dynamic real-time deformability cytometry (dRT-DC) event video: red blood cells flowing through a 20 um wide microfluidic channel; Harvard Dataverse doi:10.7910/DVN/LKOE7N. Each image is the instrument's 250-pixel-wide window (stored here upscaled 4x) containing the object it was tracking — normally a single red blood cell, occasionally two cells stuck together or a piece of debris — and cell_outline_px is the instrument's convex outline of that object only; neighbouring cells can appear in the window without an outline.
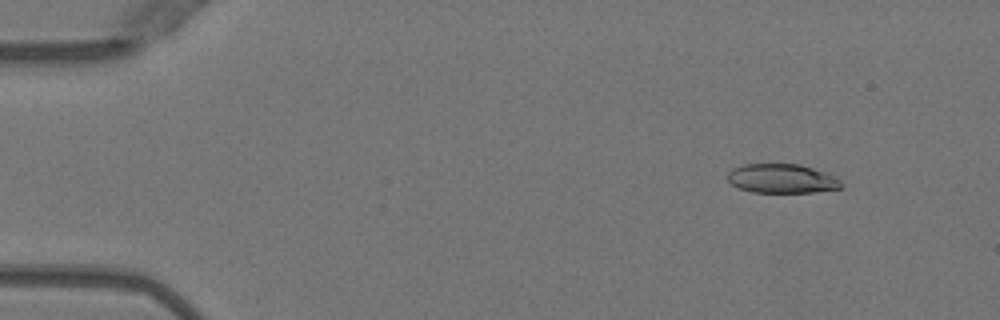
{"species": "Egyptian fruit bat (a non-hibernating species)", "species_latin": "Rousettus aegyptiacus", "temperature_condition": "warm", "stored_images_in_passage": 52, "camera_frame_rate_fps": 3000, "um_per_image_px": 0.085, "animal": {"sex": "female"}, "frame": {"image": 1, "passage_image": 6, "time_ms": 1.667, "image_size_px": [1000, 320], "cell_outline_px": [[840, 188], [816, 192], [752, 192], [740, 188], [732, 184], [728, 180], [728, 172], [732, 168], [744, 164], [800, 164], [836, 176], [840, 180]], "centroid_in_image_um": [66.45, 15.17], "position_along_channel_um": 18.6, "area_um2": 19.19}}
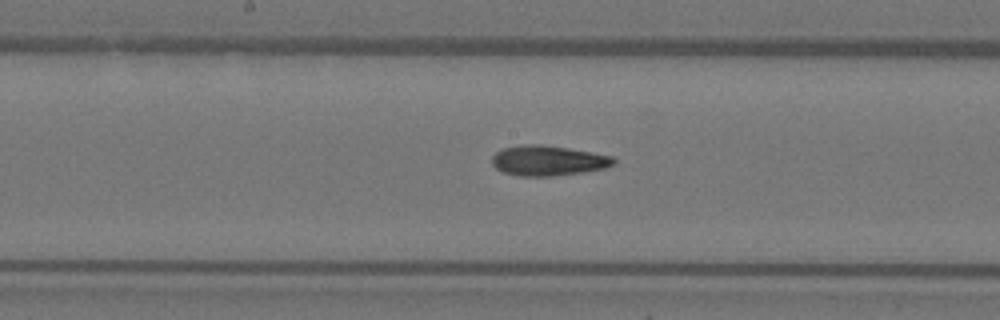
{"frame": {"image": 2, "passage_image": 27, "time_ms": 8.667, "image_size_px": [1000, 320], "cell_outline_px": [[616, 164], [604, 168], [584, 172], [552, 176], [520, 176], [504, 172], [496, 168], [492, 164], [492, 156], [500, 148], [524, 144], [540, 144], [592, 152], [612, 156], [616, 160]], "centroid_in_image_um": [46.58, 13.65], "position_along_channel_um": 201.6, "area_um2": 21.44}}
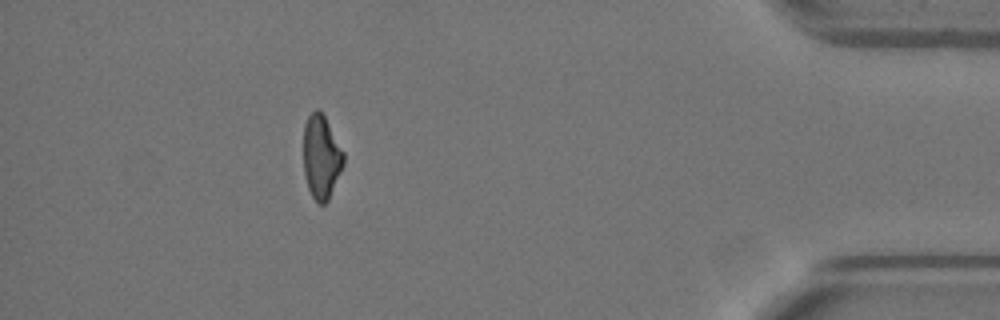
{"frame": {"image": 3, "passage_image": 46, "time_ms": 15.0, "image_size_px": [1000, 320], "cell_outline_px": [[344, 164], [328, 200], [324, 204], [316, 204], [308, 188], [304, 172], [304, 124], [308, 116], [316, 108], [324, 116], [344, 152]], "centroid_in_image_um": [27.31, 13.37], "position_along_channel_um": 407.9, "area_um2": 19.42}, "authors_computed_cell_mechanics": {"area_um2": 20.8369, "velocity_mm_per_s": 4.0539, "shape_relaxation_time_tau1_ms": null, "shape_relaxation_time_tau2_ms": 4.5517, "deformation_change_tau1": null, "deformation_change_tau2": 0.14}}